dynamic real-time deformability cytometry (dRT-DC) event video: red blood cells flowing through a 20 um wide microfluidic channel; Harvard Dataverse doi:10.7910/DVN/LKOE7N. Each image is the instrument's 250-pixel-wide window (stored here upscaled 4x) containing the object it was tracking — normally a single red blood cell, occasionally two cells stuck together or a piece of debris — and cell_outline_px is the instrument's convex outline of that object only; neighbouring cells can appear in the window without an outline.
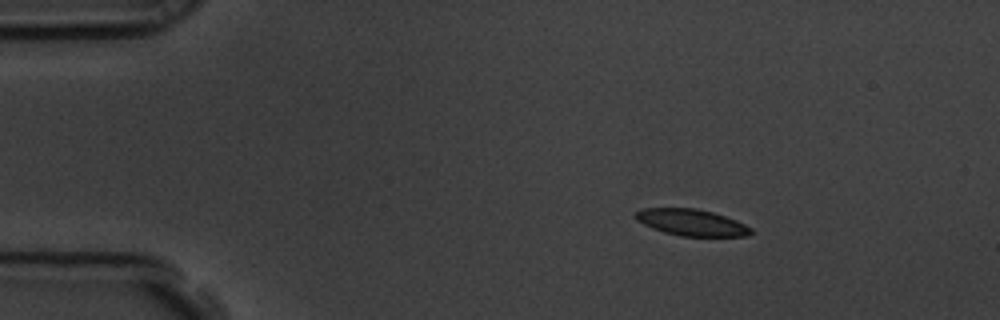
{"species": "common noctule bat (a hibernating species)", "species_latin": "Nyctalus noctula", "temperature_condition": "room temperature", "stored_images_in_passage": 49, "camera_frame_rate_fps": 3000, "um_per_image_px": 0.085, "animal": {"sex": "male", "body_mass_g": 19.5, "forearm_length_mm": 54.6}, "frame": {"image": 1, "passage_image": 1, "time_ms": 0.0, "image_size_px": [1000, 320], "cell_outline_px": [[752, 232], [748, 236], [680, 236], [664, 232], [652, 228], [636, 220], [632, 216], [632, 212], [640, 208], [696, 208], [712, 212], [736, 220], [752, 228]], "centroid_in_image_um": [58.71, 18.9], "position_along_channel_um": 26.3, "area_um2": 17.98}}
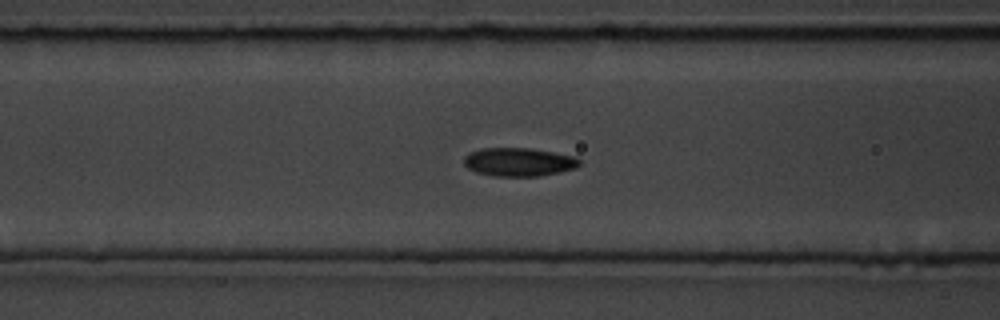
{"frame": {"image": 2, "passage_image": 15, "time_ms": 4.667, "image_size_px": [1000, 320], "cell_outline_px": [[580, 164], [576, 168], [560, 172], [540, 176], [492, 176], [476, 172], [468, 168], [464, 164], [464, 156], [468, 152], [480, 148], [532, 148], [576, 156], [580, 160]], "centroid_in_image_um": [44.1, 13.76], "position_along_channel_um": 122.5, "area_um2": 19.42}}
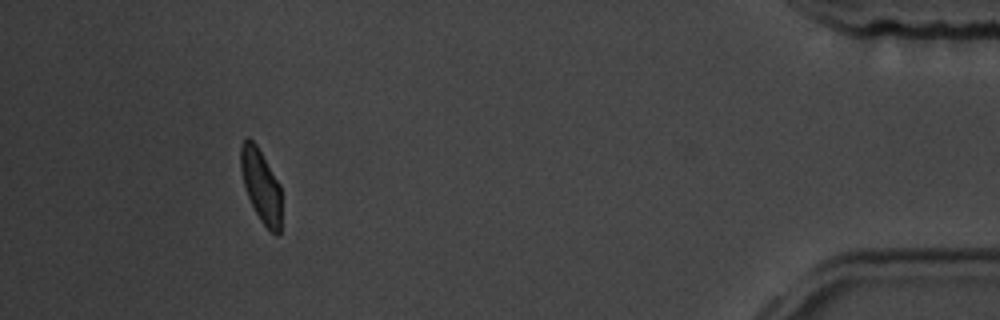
{"frame": {"image": 3, "passage_image": 45, "time_ms": 14.667, "image_size_px": [1000, 320], "cell_outline_px": [[280, 232], [276, 236], [260, 220], [248, 196], [244, 184], [240, 168], [240, 144], [248, 136], [256, 144], [280, 184]], "centroid_in_image_um": [22.17, 15.74], "position_along_channel_um": 413.0, "area_um2": 17.11}, "authors_computed_cell_mechanics": {"area_um2": 18.7272, "velocity_mm_per_s": 3.5321, "shape_relaxation_time_tau1_ms": 4.0157, "shape_relaxation_time_tau2_ms": 1.8224, "deformation_change_tau1": 0.1162, "deformation_change_tau2": 0.0648}}